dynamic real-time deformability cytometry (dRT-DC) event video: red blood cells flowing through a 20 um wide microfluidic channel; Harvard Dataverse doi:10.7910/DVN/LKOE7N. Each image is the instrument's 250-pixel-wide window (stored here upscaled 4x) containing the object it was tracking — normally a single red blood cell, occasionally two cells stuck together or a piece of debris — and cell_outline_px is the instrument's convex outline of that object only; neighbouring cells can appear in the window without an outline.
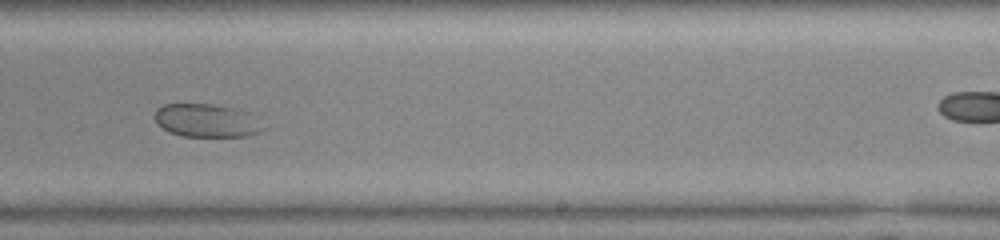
{"species": "common noctule bat (a hibernating species)", "species_latin": "Nyctalus noctula", "temperature_condition": "warm", "stored_images_in_passage": 51, "camera_frame_rate_fps": 3000, "um_per_image_px": 0.085, "animal": {"sex": "female", "body_mass_g": 23.0, "forearm_length_mm": 53.4}, "frame": {"image": 1, "passage_image": 30, "time_ms": 9.667, "image_size_px": [1000, 240], "cell_outline_px": [[264, 128], [260, 132], [248, 136], [184, 136], [168, 132], [156, 124], [156, 108], [164, 104], [212, 104], [232, 108], [248, 112]], "centroid_in_image_um": [17.51, 10.25], "position_along_channel_um": 271.5, "area_um2": 20.75}}